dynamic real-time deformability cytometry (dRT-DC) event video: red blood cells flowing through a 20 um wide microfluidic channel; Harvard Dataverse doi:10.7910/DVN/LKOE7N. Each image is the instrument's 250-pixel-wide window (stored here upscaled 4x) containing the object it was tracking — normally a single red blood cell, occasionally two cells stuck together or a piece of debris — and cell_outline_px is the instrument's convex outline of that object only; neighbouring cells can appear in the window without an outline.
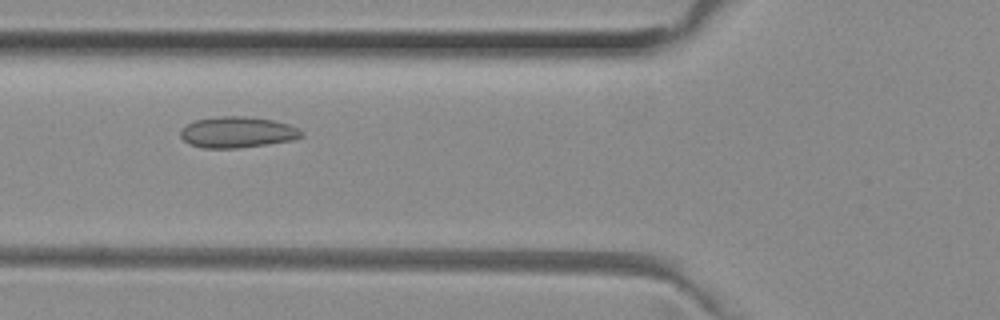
{"species": "common noctule bat (a hibernating species)", "species_latin": "Nyctalus noctula", "temperature_condition": "room temperature", "stored_images_in_passage": 51, "camera_frame_rate_fps": 3000, "um_per_image_px": 0.085, "animal": {"sex": "female", "body_mass_g": 29.2, "forearm_length_mm": 56.3}, "frame": {"image": 1, "passage_image": 19, "time_ms": 6.0, "image_size_px": [1000, 320], "cell_outline_px": [[304, 136], [292, 140], [236, 148], [204, 148], [188, 144], [180, 136], [180, 132], [188, 124], [196, 120], [220, 116], [248, 116], [272, 120], [288, 124], [300, 128], [304, 132]], "centroid_in_image_um": [20.2, 11.23], "position_along_channel_um": 105.6, "area_um2": 21.79}}
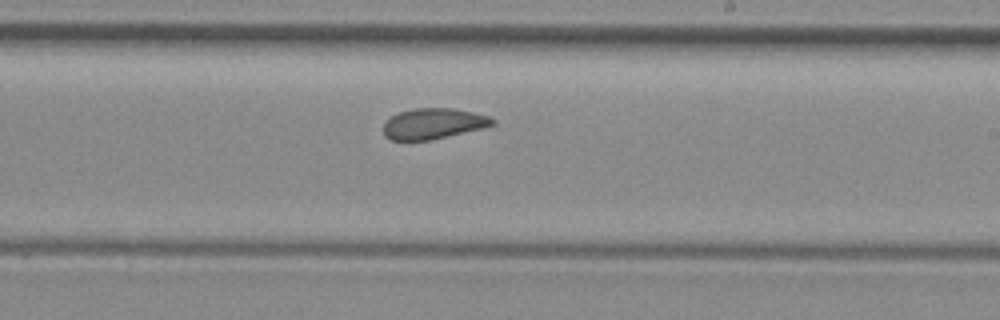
{"frame": {"image": 2, "passage_image": 30, "time_ms": 9.667, "image_size_px": [1000, 320], "cell_outline_px": [[496, 124], [484, 128], [428, 140], [392, 140], [384, 136], [384, 120], [400, 112], [412, 108], [452, 108], [472, 112], [488, 116], [496, 120]], "centroid_in_image_um": [36.83, 10.5], "position_along_channel_um": 252.2, "area_um2": 19.48}}
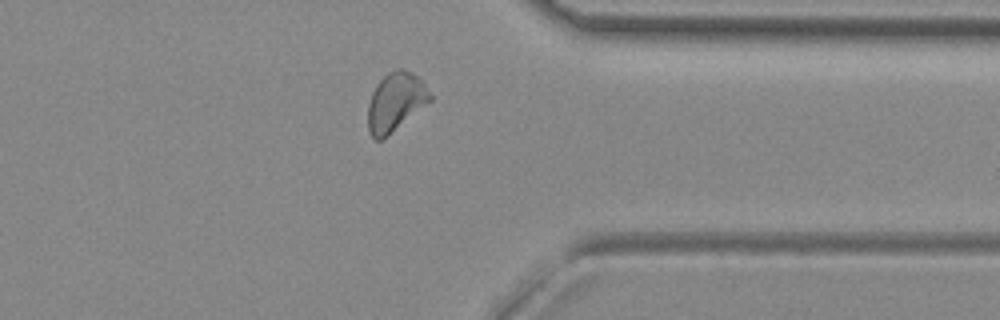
{"frame": {"image": 3, "passage_image": 40, "time_ms": 13.0, "image_size_px": [1000, 320], "cell_outline_px": [[432, 100], [384, 140], [376, 140], [368, 132], [368, 104], [372, 92], [376, 84], [388, 72], [400, 68], [424, 80], [432, 96]], "centroid_in_image_um": [33.63, 8.69], "position_along_channel_um": 377.8, "area_um2": 21.44}, "authors_computed_cell_mechanics": {"area_um2": 21.4438, "velocity_mm_per_s": 4.0107, "shape_relaxation_time_tau1_ms": null, "shape_relaxation_time_tau2_ms": 2.1345, "deformation_change_tau1": null, "deformation_change_tau2": 0.0798}}